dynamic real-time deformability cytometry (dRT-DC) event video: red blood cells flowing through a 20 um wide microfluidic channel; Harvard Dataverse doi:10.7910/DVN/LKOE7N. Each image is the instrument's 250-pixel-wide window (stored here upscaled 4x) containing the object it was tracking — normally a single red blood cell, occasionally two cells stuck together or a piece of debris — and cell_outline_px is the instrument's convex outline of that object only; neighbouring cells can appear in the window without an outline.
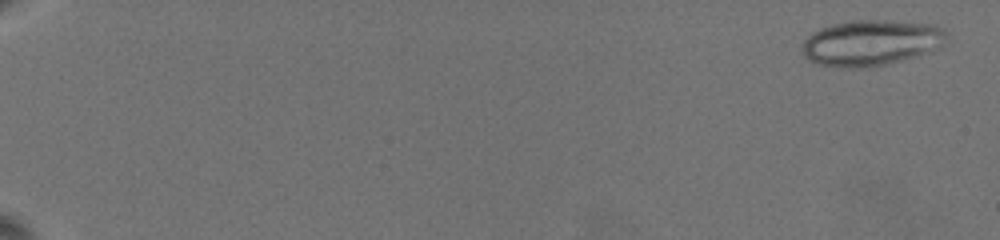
{"species": "common noctule bat (a hibernating species)", "species_latin": "Nyctalus noctula", "temperature_condition": "warm", "stored_images_in_passage": 15, "segment_of_instrument_passage": [1, 2], "camera_frame_rate_fps": 3000, "um_per_image_px": 0.085, "animal": {"sex": "female", "body_mass_g": 19.5, "forearm_length_mm": 54.1}, "frame": {"image": 1, "passage_image": 1, "time_ms": 0.0, "image_size_px": [1000, 240], "cell_outline_px": [[948, 36], [944, 44], [912, 56], [900, 60], [872, 68], [852, 68], [820, 64], [808, 60], [804, 56], [800, 48], [804, 40], [812, 32], [820, 28], [832, 24], [852, 20], [884, 20], [936, 24], [944, 28]], "centroid_in_image_um": [74.01, 3.62], "position_along_channel_um": 11.0, "area_um2": 38.49}}